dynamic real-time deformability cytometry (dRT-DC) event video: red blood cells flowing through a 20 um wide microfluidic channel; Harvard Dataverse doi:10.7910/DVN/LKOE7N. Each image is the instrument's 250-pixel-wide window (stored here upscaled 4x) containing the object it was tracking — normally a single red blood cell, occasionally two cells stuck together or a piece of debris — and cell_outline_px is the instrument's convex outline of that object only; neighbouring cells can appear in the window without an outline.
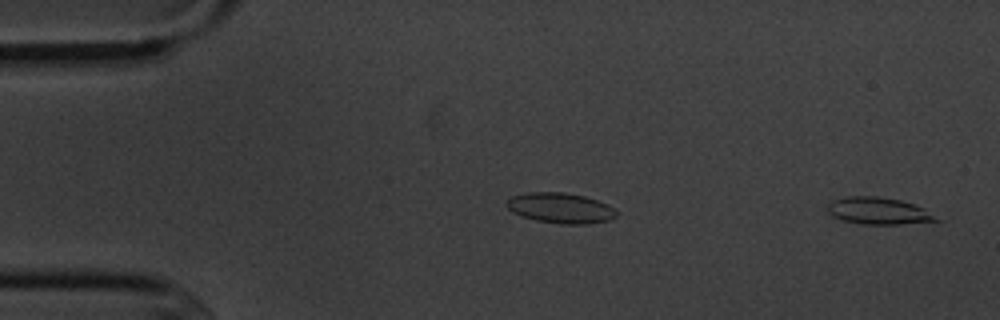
{"species": "common noctule bat (a hibernating species)", "species_latin": "Nyctalus noctula", "temperature_condition": "cold", "stored_images_in_passage": 5, "camera_frame_rate_fps": 3000, "um_per_image_px": 0.085, "animal": {"sex": "male", "body_mass_g": 20.1, "forearm_length_mm": 53.5}, "frame": {"image": 1, "passage_image": 1, "time_ms": 0.0, "image_size_px": [1000, 320], "cell_outline_px": [[940, 220], [900, 224], [864, 224], [844, 220], [832, 216], [828, 212], [828, 204], [832, 200], [848, 196], [880, 196], [900, 200], [924, 208]], "centroid_in_image_um": [74.63, 17.91], "position_along_channel_um": 10.4, "area_um2": 16.82}}